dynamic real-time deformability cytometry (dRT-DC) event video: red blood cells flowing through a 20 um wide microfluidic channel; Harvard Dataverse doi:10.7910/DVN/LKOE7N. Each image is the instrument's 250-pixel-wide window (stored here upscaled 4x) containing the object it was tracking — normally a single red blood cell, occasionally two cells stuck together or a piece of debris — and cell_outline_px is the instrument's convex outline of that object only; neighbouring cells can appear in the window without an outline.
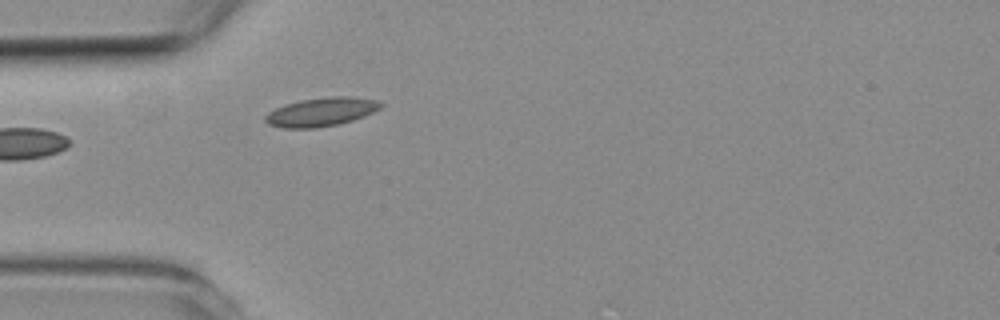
{"species": "common noctule bat (a hibernating species)", "species_latin": "Nyctalus noctula", "temperature_condition": "room temperature", "stored_images_in_passage": 1, "camera_frame_rate_fps": 3000, "um_per_image_px": 0.085, "animal": {"sex": "female", "body_mass_g": 19.3, "forearm_length_mm": 54.1}, "frame": {"image": 1, "passage_image": 1, "time_ms": 0.0, "image_size_px": [1000, 320], "cell_outline_px": [[384, 104], [380, 108], [364, 116], [352, 120], [336, 124], [316, 128], [284, 128], [268, 124], [264, 120], [264, 116], [268, 112], [284, 104], [300, 100], [328, 96], [352, 96], [376, 100]], "centroid_in_image_um": [27.28, 9.5], "position_along_channel_um": 57.7, "area_um2": 19.31}}